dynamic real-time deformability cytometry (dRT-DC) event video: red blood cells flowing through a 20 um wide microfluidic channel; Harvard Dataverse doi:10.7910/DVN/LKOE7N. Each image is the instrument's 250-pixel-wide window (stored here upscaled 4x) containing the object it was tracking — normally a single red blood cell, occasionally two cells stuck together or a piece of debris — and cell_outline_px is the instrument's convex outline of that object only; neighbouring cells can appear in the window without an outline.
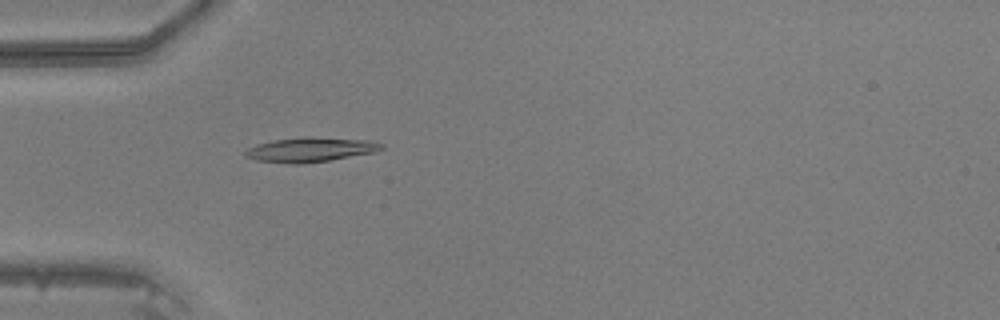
{"species": "common noctule bat (a hibernating species)", "species_latin": "Nyctalus noctula", "temperature_condition": "warm", "stored_images_in_passage": 45, "camera_frame_rate_fps": 3000, "um_per_image_px": 0.085, "animal": {"sex": "male", "body_mass_g": 20.5, "forearm_length_mm": 52.5}, "frame": {"image": 1, "passage_image": 12, "time_ms": 3.667, "image_size_px": [1000, 320], "cell_outline_px": [[384, 148], [376, 152], [328, 160], [300, 164], [292, 164], [256, 160], [248, 156], [244, 152], [248, 148], [256, 144], [272, 140], [308, 136], [312, 136], [368, 140], [384, 144]], "centroid_in_image_um": [26.41, 12.7], "position_along_channel_um": 58.6, "area_um2": 19.48}}
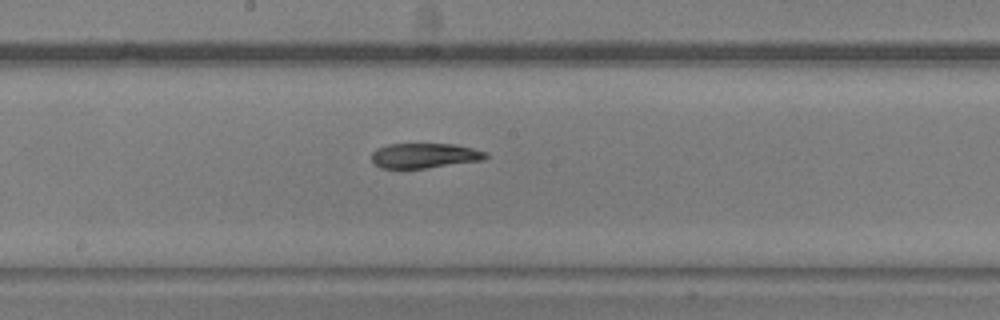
{"frame": {"image": 2, "passage_image": 23, "time_ms": 7.333, "image_size_px": [1000, 320], "cell_outline_px": [[488, 156], [480, 160], [424, 168], [380, 168], [372, 164], [372, 152], [376, 148], [388, 144], [456, 144], [488, 152]], "centroid_in_image_um": [36.03, 13.22], "position_along_channel_um": 212.2, "area_um2": 16.53}}
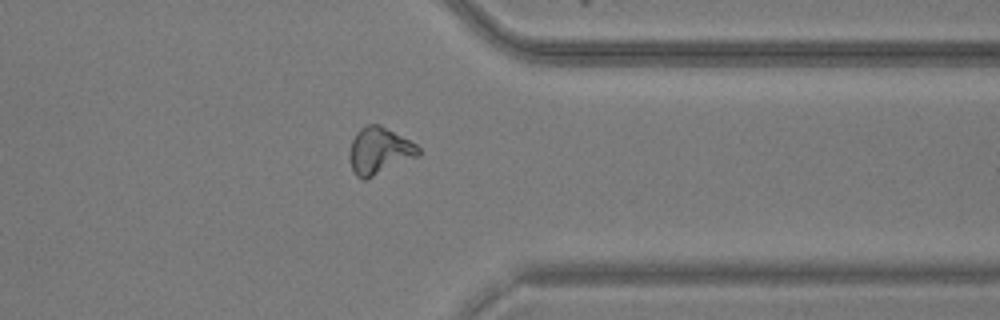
{"frame": {"image": 3, "passage_image": 35, "time_ms": 11.333, "image_size_px": [1000, 320], "cell_outline_px": [[420, 156], [368, 180], [364, 180], [356, 176], [352, 172], [348, 156], [348, 152], [352, 140], [356, 132], [360, 128], [368, 124], [380, 124], [416, 144], [420, 148]], "centroid_in_image_um": [32.22, 12.86], "position_along_channel_um": 379.2, "area_um2": 19.36}}